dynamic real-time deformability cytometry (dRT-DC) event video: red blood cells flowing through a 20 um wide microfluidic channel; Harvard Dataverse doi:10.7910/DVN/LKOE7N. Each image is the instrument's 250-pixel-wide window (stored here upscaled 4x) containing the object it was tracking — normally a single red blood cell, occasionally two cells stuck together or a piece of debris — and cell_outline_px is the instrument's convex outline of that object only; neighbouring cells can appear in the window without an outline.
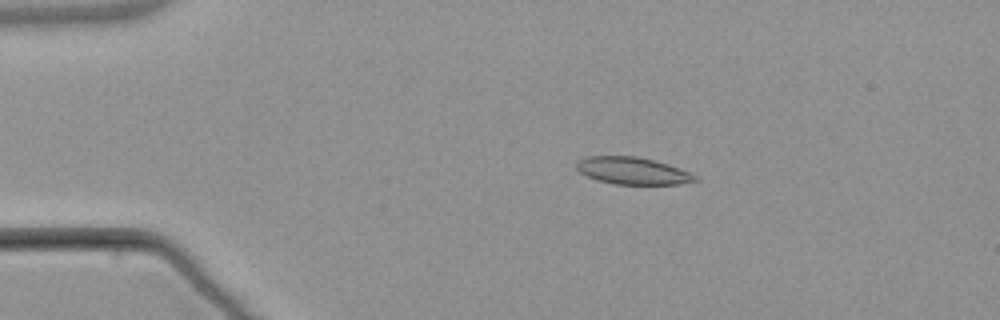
{"species": "common noctule bat (a hibernating species)", "species_latin": "Nyctalus noctula", "temperature_condition": "warm", "stored_images_in_passage": 5, "camera_frame_rate_fps": 3000, "um_per_image_px": 0.085, "animal": {"sex": "male", "body_mass_g": 21.5, "forearm_length_mm": 52.0}, "frame": {"image": 1, "passage_image": 3, "time_ms": 2.667, "image_size_px": [1000, 320], "cell_outline_px": [[700, 180], [680, 184], [616, 184], [596, 180], [580, 172], [576, 168], [576, 164], [580, 160], [588, 156], [636, 156], [668, 164], [688, 172], [696, 176]], "centroid_in_image_um": [53.77, 14.52], "position_along_channel_um": 31.2, "area_um2": 18.55}}
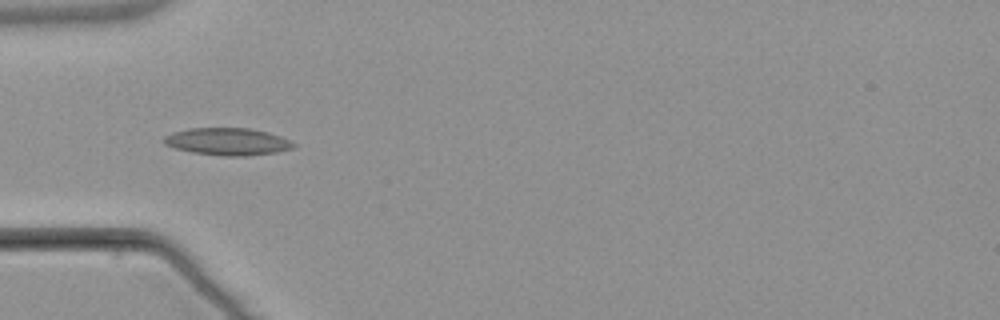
{"frame": {"image": 2, "passage_image": 5, "time_ms": 5.0, "image_size_px": [1000, 320], "cell_outline_px": [[296, 148], [276, 152], [248, 156], [224, 156], [192, 152], [176, 148], [164, 144], [164, 136], [172, 132], [188, 128], [248, 128], [268, 132], [280, 136], [296, 144]], "centroid_in_image_um": [19.36, 12.03], "position_along_channel_um": 65.6, "area_um2": 20.63}}